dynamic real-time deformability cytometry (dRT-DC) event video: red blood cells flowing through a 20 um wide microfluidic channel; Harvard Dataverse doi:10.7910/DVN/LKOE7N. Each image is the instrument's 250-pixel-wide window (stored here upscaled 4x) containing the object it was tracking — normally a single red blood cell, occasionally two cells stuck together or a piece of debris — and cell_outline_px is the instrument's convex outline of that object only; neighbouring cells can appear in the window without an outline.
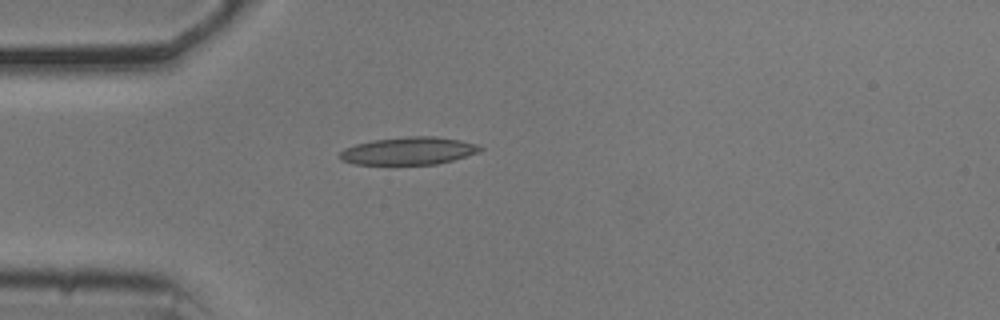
{"species": "common noctule bat (a hibernating species)", "species_latin": "Nyctalus noctula", "temperature_condition": "cold", "stored_images_in_passage": 40, "camera_frame_rate_fps": 3000, "um_per_image_px": 0.085, "animal": {"sex": "male", "body_mass_g": 20.5, "forearm_length_mm": 52.5}, "frame": {"image": 1, "passage_image": 1, "time_ms": 0.0, "image_size_px": [1000, 320], "cell_outline_px": [[484, 148], [480, 152], [452, 160], [436, 164], [352, 164], [340, 160], [340, 152], [344, 148], [356, 144], [372, 140], [408, 136], [436, 136], [460, 140], [476, 144]], "centroid_in_image_um": [34.73, 12.82], "position_along_channel_um": 50.3, "area_um2": 22.6}}
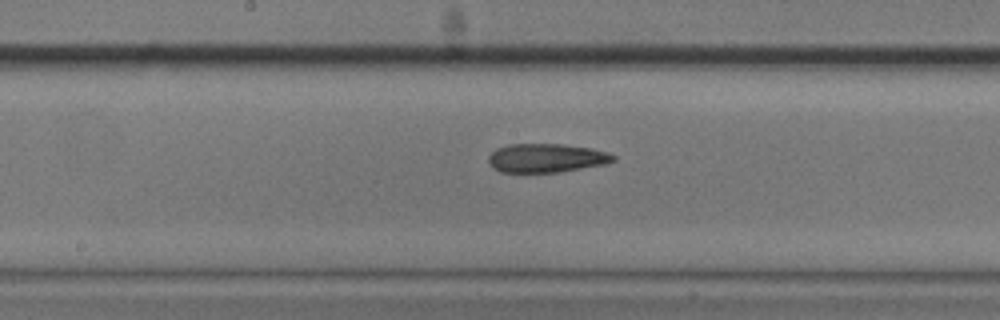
{"frame": {"image": 2, "passage_image": 14, "time_ms": 4.333, "image_size_px": [1000, 320], "cell_outline_px": [[616, 160], [604, 164], [556, 172], [500, 172], [492, 168], [488, 164], [488, 156], [496, 148], [508, 144], [560, 144], [592, 148], [608, 152], [616, 156]], "centroid_in_image_um": [46.4, 13.42], "position_along_channel_um": 201.8, "area_um2": 20.98}}
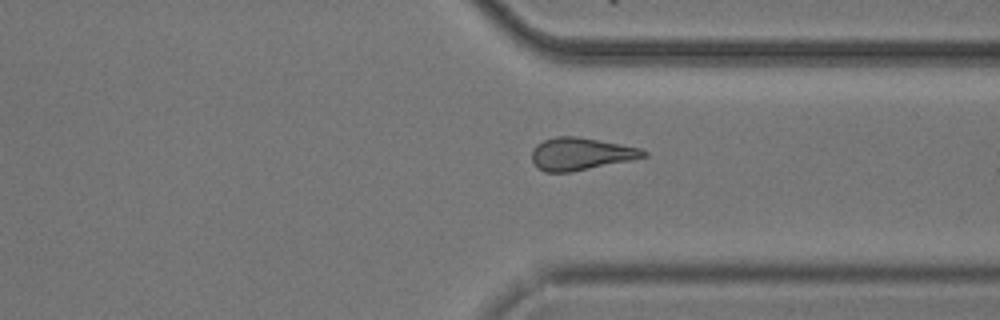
{"frame": {"image": 3, "passage_image": 27, "time_ms": 8.667, "image_size_px": [1000, 320], "cell_outline_px": [[648, 156], [632, 160], [572, 172], [544, 172], [536, 168], [532, 160], [532, 148], [536, 144], [544, 140], [556, 136], [576, 136], [640, 148], [648, 152]], "centroid_in_image_um": [49.34, 13.09], "position_along_channel_um": 362.1, "area_um2": 21.21}}